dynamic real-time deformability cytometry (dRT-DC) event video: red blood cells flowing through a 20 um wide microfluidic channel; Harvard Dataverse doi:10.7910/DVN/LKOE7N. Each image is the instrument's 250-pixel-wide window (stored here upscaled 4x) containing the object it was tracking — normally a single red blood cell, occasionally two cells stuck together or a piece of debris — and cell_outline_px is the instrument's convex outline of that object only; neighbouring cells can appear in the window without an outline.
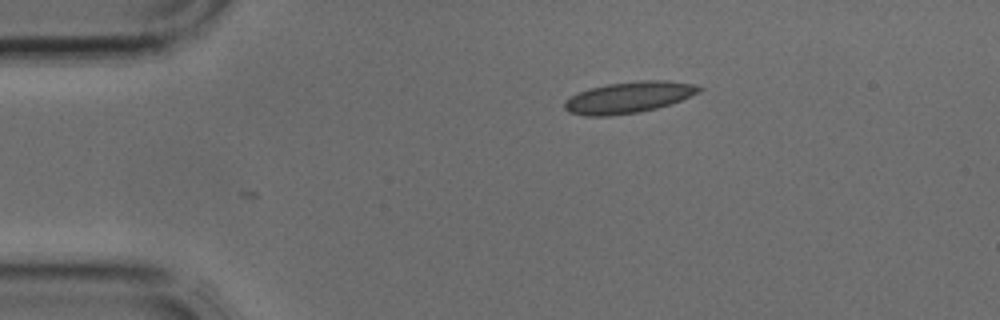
{"species": "common noctule bat (a hibernating species)", "species_latin": "Nyctalus noctula", "temperature_condition": "cold", "stored_images_in_passage": 1, "camera_frame_rate_fps": 3000, "um_per_image_px": 0.085, "animal": {"sex": "male", "body_mass_g": 17.9, "forearm_length_mm": 54.2}, "frame": {"image": 1, "passage_image": 1, "time_ms": 0.0, "image_size_px": [1000, 320], "cell_outline_px": [[704, 88], [700, 92], [672, 104], [640, 112], [608, 116], [584, 116], [568, 112], [564, 108], [564, 100], [588, 88], [608, 84], [640, 80], [668, 80], [692, 84]], "centroid_in_image_um": [53.44, 8.28], "position_along_channel_um": 31.6, "area_um2": 24.68}}